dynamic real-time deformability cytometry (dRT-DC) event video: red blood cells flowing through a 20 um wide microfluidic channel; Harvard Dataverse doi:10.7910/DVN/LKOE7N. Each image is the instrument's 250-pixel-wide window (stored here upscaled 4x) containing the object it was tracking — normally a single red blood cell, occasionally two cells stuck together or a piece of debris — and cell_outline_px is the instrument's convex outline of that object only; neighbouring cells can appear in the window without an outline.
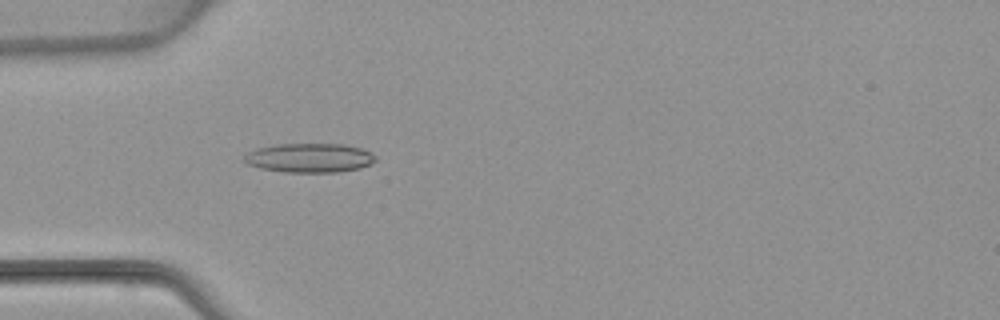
{"species": "common noctule bat (a hibernating species)", "species_latin": "Nyctalus noctula", "temperature_condition": "warm", "stored_images_in_passage": 4, "camera_frame_rate_fps": 3000, "um_per_image_px": 0.085, "animal": {"sex": "female", "body_mass_g": 22.7, "forearm_length_mm": 54.2}, "frame": {"image": 1, "passage_image": 4, "time_ms": 3.667, "image_size_px": [1000, 320], "cell_outline_px": [[376, 160], [360, 168], [336, 172], [284, 172], [260, 168], [248, 164], [244, 160], [244, 156], [248, 152], [256, 148], [276, 144], [344, 144], [360, 148], [372, 152], [376, 156]], "centroid_in_image_um": [26.3, 13.41], "position_along_channel_um": 58.7, "area_um2": 22.31}}